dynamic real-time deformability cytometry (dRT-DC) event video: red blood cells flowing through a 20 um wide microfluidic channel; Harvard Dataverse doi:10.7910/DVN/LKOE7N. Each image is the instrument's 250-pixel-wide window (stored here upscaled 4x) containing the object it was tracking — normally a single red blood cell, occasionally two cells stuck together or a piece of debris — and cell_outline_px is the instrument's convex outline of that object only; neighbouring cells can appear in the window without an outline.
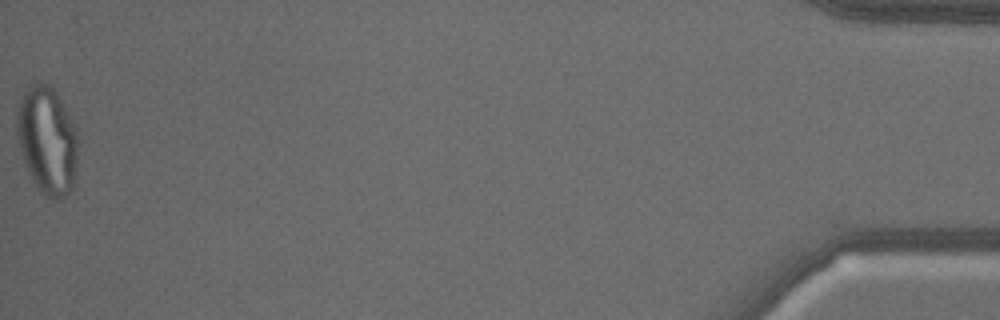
{"species": "common noctule bat (a hibernating species)", "species_latin": "Nyctalus noctula", "temperature_condition": "warm", "stored_images_in_passage": 59, "camera_frame_rate_fps": 3000, "um_per_image_px": 0.085, "animal": {"sex": "male", "body_mass_g": 18.8}, "frame": {"image": 1, "passage_image": 59, "time_ms": 19.333, "image_size_px": [1000, 320], "cell_outline_px": [[80, 140], [76, 164], [72, 184], [68, 192], [60, 200], [56, 200], [44, 196], [40, 192], [24, 164], [20, 148], [16, 128], [16, 108], [24, 92], [32, 84], [48, 84], [56, 92], [68, 112], [76, 128]], "centroid_in_image_um": [4.02, 11.93], "position_along_channel_um": 431.2, "area_um2": 38.49}}